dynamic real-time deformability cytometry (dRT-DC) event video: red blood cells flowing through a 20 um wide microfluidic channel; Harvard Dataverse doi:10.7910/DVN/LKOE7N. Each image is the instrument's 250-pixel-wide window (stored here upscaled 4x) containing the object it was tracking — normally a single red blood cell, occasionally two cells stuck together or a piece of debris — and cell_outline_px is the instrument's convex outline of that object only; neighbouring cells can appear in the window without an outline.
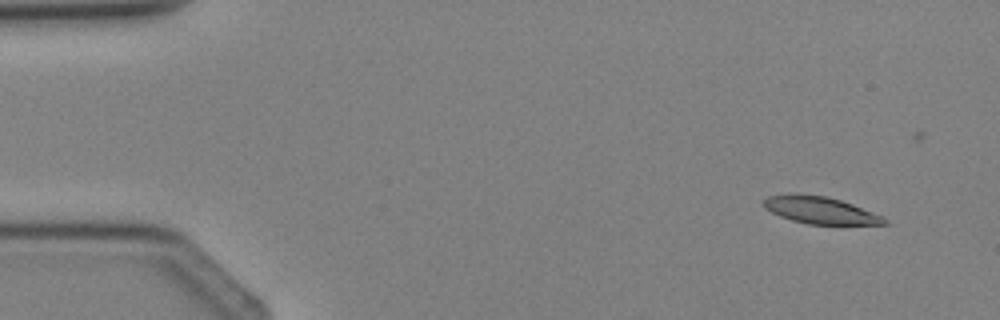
{"species": "Egyptian fruit bat (a non-hibernating species)", "species_latin": "Rousettus aegyptiacus", "temperature_condition": "cold", "stored_images_in_passage": 5, "segment_of_instrument_passage": [2, 2], "camera_frame_rate_fps": 3000, "um_per_image_px": 0.085, "animal": {"sex": "female"}, "frame": {"image": 1, "passage_image": 5, "time_ms": 4.667, "image_size_px": [1000, 320], "cell_outline_px": [[888, 224], [808, 224], [792, 220], [780, 216], [764, 208], [764, 200], [768, 196], [788, 192], [824, 196], [840, 200], [852, 204], [884, 216], [888, 220]], "centroid_in_image_um": [69.71, 17.85], "position_along_channel_um": 15.3, "area_um2": 19.07}}